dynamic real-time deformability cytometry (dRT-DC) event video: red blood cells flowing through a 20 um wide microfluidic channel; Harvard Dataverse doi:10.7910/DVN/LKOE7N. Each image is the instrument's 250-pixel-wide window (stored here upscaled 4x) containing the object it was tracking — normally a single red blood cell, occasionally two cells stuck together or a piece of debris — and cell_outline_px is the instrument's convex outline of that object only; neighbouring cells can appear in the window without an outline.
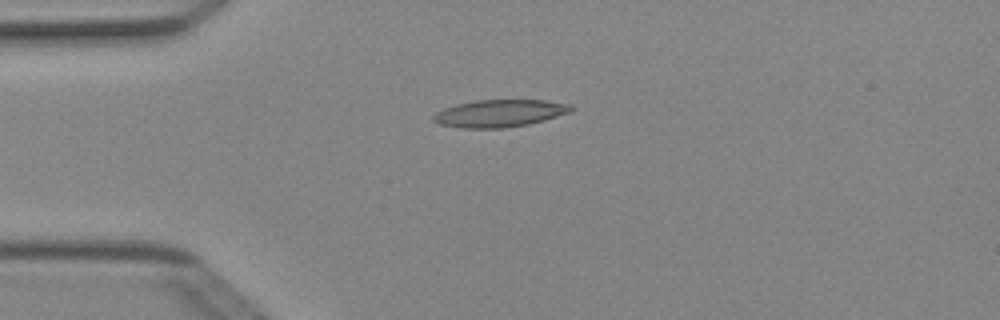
{"species": "Egyptian fruit bat (a non-hibernating species)", "species_latin": "Rousettus aegyptiacus", "temperature_condition": "cold", "stored_images_in_passage": 3, "camera_frame_rate_fps": 3000, "um_per_image_px": 0.085, "animal": {"sex": "female"}, "frame": {"image": 1, "passage_image": 1, "time_ms": 0.0, "image_size_px": [1000, 320], "cell_outline_px": [[576, 108], [572, 112], [544, 120], [528, 124], [504, 128], [460, 128], [440, 124], [432, 120], [432, 116], [436, 112], [444, 108], [456, 104], [476, 100], [544, 100], [568, 104]], "centroid_in_image_um": [42.47, 9.63], "position_along_channel_um": 42.5, "area_um2": 22.02}}
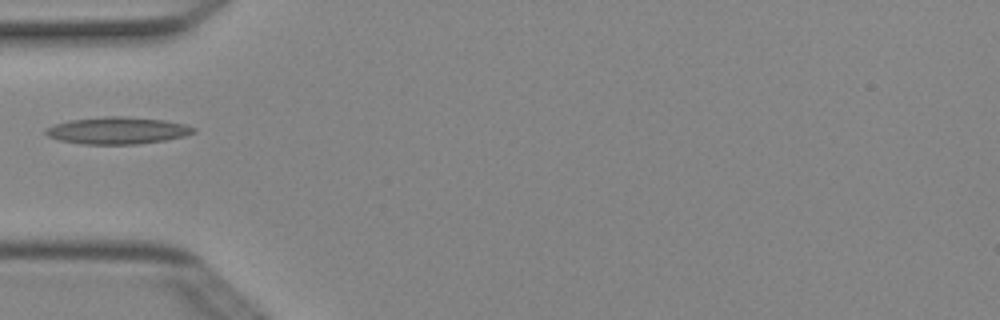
{"frame": {"image": 2, "passage_image": 2, "time_ms": 0.333, "image_size_px": [1000, 320], "cell_outline_px": [[196, 132], [184, 136], [164, 140], [136, 144], [80, 144], [60, 140], [48, 136], [44, 132], [44, 128], [52, 124], [68, 120], [104, 116], [120, 116], [164, 120], [184, 124], [196, 128]], "centroid_in_image_um": [9.93, 11.09], "position_along_channel_um": 75.1, "area_um2": 23.35}}
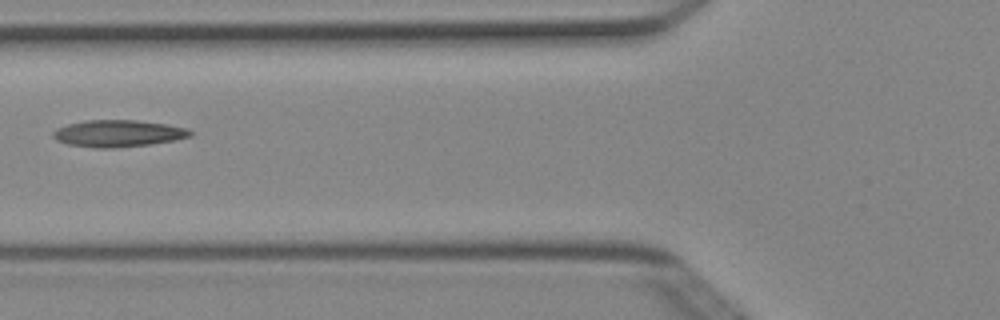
{"frame": {"image": 3, "passage_image": 3, "time_ms": 0.667, "image_size_px": [1000, 320], "cell_outline_px": [[192, 136], [176, 140], [152, 144], [112, 148], [92, 148], [68, 144], [56, 140], [52, 136], [52, 132], [56, 128], [68, 124], [88, 120], [136, 120], [168, 124], [188, 128], [192, 132]], "centroid_in_image_um": [10.05, 11.34], "position_along_channel_um": 115.7, "area_um2": 21.68}}